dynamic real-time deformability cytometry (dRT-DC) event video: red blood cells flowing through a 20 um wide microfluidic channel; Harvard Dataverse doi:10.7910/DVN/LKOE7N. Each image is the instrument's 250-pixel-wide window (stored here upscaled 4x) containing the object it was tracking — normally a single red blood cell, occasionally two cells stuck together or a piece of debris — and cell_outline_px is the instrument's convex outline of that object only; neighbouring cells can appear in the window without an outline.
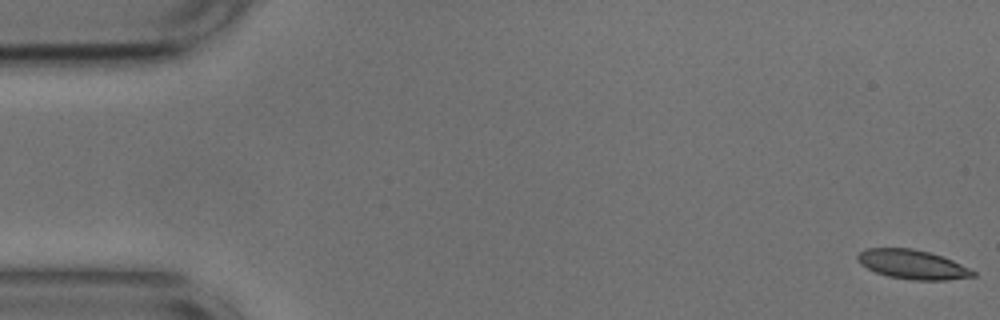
{"species": "common noctule bat (a hibernating species)", "species_latin": "Nyctalus noctula", "temperature_condition": "cold", "stored_images_in_passage": 54, "camera_frame_rate_fps": 3000, "um_per_image_px": 0.085, "animal": {"sex": "male", "body_mass_g": 17.9, "forearm_length_mm": 54.2}, "frame": {"image": 1, "passage_image": 1, "time_ms": 0.0, "image_size_px": [1000, 320], "cell_outline_px": [[976, 276], [948, 280], [912, 280], [888, 276], [876, 272], [860, 264], [856, 260], [856, 256], [860, 252], [868, 248], [912, 248], [928, 252], [952, 260], [976, 272]], "centroid_in_image_um": [77.54, 22.48], "position_along_channel_um": 7.5, "area_um2": 19.54}}
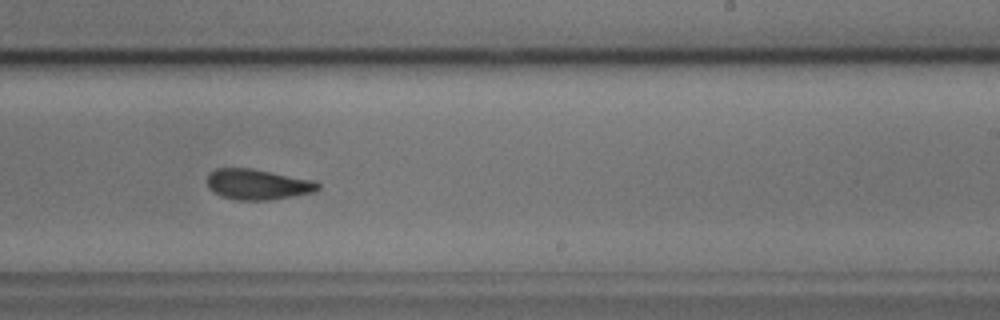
{"frame": {"image": 2, "passage_image": 33, "time_ms": 10.667, "image_size_px": [1000, 320], "cell_outline_px": [[320, 188], [316, 192], [268, 200], [236, 200], [220, 196], [208, 188], [208, 172], [216, 168], [252, 168], [316, 180], [320, 184]], "centroid_in_image_um": [21.92, 15.66], "position_along_channel_um": 267.1, "area_um2": 20.0}}
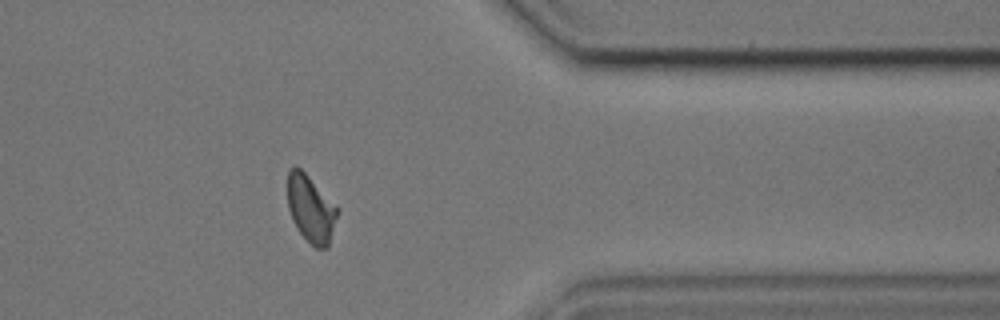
{"frame": {"image": 3, "passage_image": 44, "time_ms": 14.333, "image_size_px": [1000, 320], "cell_outline_px": [[340, 212], [328, 248], [316, 248], [296, 228], [292, 220], [288, 208], [288, 168], [296, 164], [340, 208]], "centroid_in_image_um": [26.45, 17.74], "position_along_channel_um": 385.0, "area_um2": 19.77}, "authors_computed_cell_mechanics": {"area_um2": 19.9121, "velocity_mm_per_s": 3.6475, "shape_relaxation_time_tau1_ms": null, "shape_relaxation_time_tau2_ms": 2.9423, "deformation_change_tau1": null, "deformation_change_tau2": 0.0972}}